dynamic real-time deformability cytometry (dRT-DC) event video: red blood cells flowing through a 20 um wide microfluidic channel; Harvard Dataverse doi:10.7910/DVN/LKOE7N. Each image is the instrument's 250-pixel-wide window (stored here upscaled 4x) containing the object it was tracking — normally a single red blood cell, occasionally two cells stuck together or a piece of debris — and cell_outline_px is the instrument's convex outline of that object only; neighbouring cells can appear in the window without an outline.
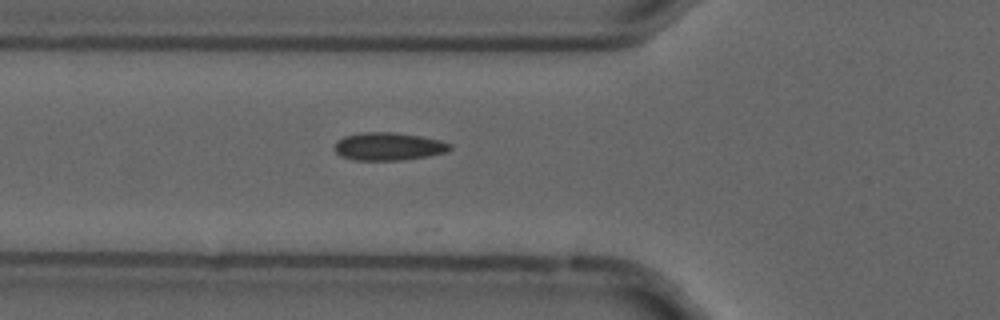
{"species": "common noctule bat (a hibernating species)", "species_latin": "Nyctalus noctula", "temperature_condition": "cold", "stored_images_in_passage": 17, "camera_frame_rate_fps": 3000, "um_per_image_px": 0.085, "animal": {"sex": "male", "forearm_length_mm": 52.5}, "frame": {"image": 1, "passage_image": 7, "time_ms": 2.0, "image_size_px": [1000, 320], "cell_outline_px": [[452, 148], [444, 152], [428, 156], [400, 160], [356, 160], [340, 156], [336, 152], [336, 140], [344, 136], [360, 132], [392, 132], [420, 136], [440, 140], [452, 144]], "centroid_in_image_um": [33.01, 12.44], "position_along_channel_um": 92.8, "area_um2": 18.67}}
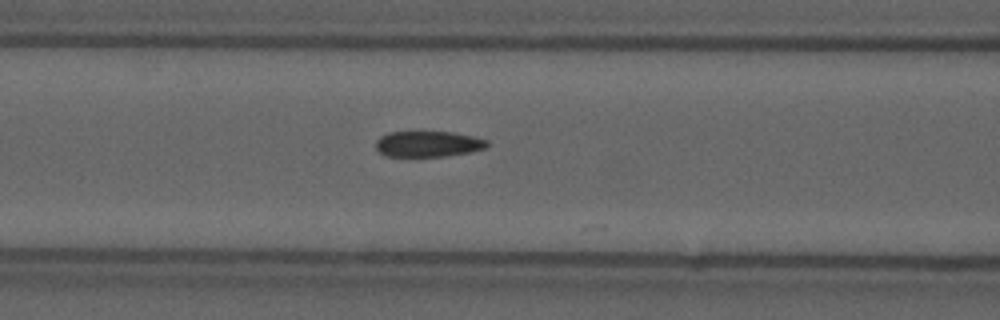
{"frame": {"image": 2, "passage_image": 10, "time_ms": 3.0, "image_size_px": [1000, 320], "cell_outline_px": [[488, 144], [484, 148], [472, 152], [448, 156], [388, 156], [380, 152], [376, 148], [376, 140], [380, 136], [388, 132], [452, 132], [472, 136], [488, 140]], "centroid_in_image_um": [36.39, 12.23], "position_along_channel_um": 130.2, "area_um2": 16.7}}